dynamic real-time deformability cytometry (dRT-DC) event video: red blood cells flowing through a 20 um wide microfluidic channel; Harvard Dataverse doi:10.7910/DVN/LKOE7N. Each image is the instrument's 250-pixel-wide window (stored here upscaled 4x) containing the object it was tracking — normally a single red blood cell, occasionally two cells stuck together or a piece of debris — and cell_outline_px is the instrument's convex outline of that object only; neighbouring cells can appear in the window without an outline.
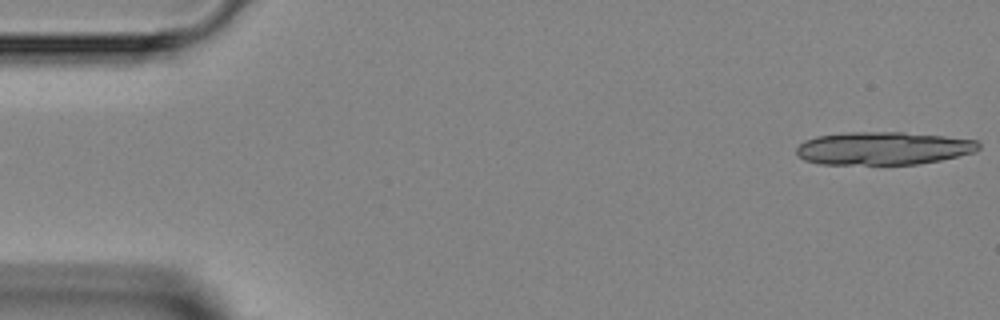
{"species": "Egyptian fruit bat (a non-hibernating species)", "species_latin": "Rousettus aegyptiacus", "temperature_condition": "room temperature", "stored_images_in_passage": 6, "camera_frame_rate_fps": 3000, "um_per_image_px": 0.085, "animal": {"sex": "female"}, "frame": {"image": 1, "passage_image": 1, "time_ms": 0.0, "image_size_px": [1000, 320], "cell_outline_px": [[980, 148], [976, 152], [940, 160], [916, 164], [820, 164], [804, 160], [796, 156], [796, 148], [804, 140], [816, 136], [848, 132], [904, 132], [944, 136], [976, 140], [980, 144]], "centroid_in_image_um": [75.05, 12.6], "position_along_channel_um": 9.9, "area_um2": 35.2}}
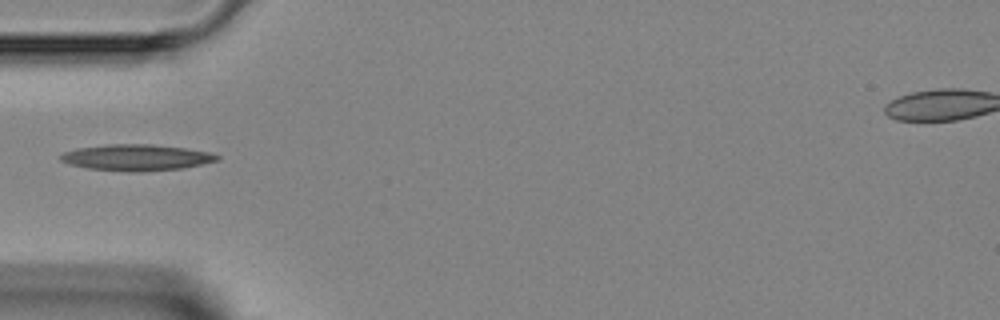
{"frame": {"image": 2, "passage_image": 5, "time_ms": 4.667, "image_size_px": [1000, 320], "cell_outline_px": [[220, 160], [184, 168], [140, 172], [128, 172], [88, 168], [68, 164], [60, 160], [56, 156], [64, 152], [76, 148], [104, 144], [152, 144], [184, 148], [208, 152], [220, 156]], "centroid_in_image_um": [11.55, 13.39], "position_along_channel_um": 73.5, "area_um2": 24.16}}
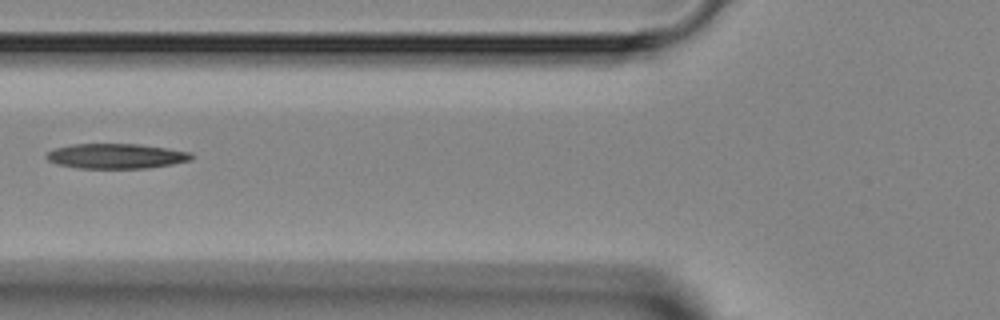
{"frame": {"image": 3, "passage_image": 6, "time_ms": 5.667, "image_size_px": [1000, 320], "cell_outline_px": [[196, 156], [192, 160], [172, 164], [148, 168], [80, 168], [56, 164], [48, 160], [44, 156], [48, 152], [56, 148], [72, 144], [140, 144], [192, 152]], "centroid_in_image_um": [9.91, 13.27], "position_along_channel_um": 115.9, "area_um2": 21.21}}